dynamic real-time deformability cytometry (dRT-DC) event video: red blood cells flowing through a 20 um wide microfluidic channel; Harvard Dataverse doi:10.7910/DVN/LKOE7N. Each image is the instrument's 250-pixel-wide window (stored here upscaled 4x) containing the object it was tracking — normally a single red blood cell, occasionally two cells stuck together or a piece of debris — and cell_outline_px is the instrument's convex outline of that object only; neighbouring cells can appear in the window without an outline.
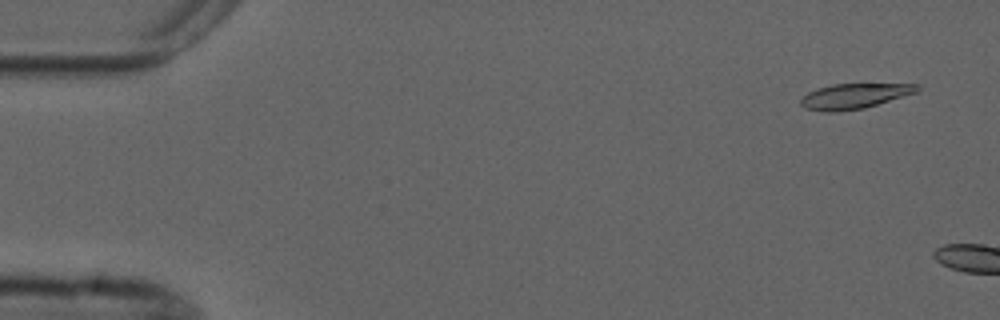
{"species": "common noctule bat (a hibernating species)", "species_latin": "Nyctalus noctula", "temperature_condition": "cold", "stored_images_in_passage": 5, "camera_frame_rate_fps": 3000, "um_per_image_px": 0.085, "animal": {"sex": "male", "forearm_length_mm": 52.5}, "frame": {"image": 1, "passage_image": 1, "time_ms": 0.0, "image_size_px": [1000, 320], "cell_outline_px": [[920, 88], [916, 92], [864, 108], [836, 112], [824, 112], [804, 108], [800, 104], [800, 100], [808, 92], [816, 88], [832, 84], [920, 84]], "centroid_in_image_um": [72.57, 8.17], "position_along_channel_um": 12.4, "area_um2": 16.99}}
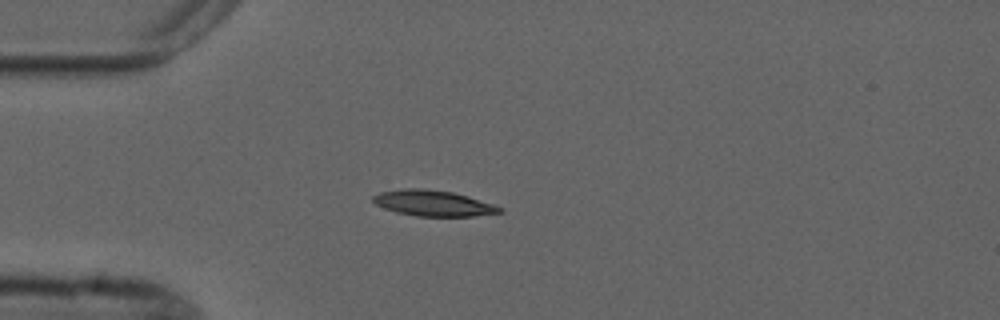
{"frame": {"image": 2, "passage_image": 5, "time_ms": 5.667, "image_size_px": [1000, 320], "cell_outline_px": [[504, 212], [472, 216], [416, 216], [396, 212], [384, 208], [376, 204], [372, 200], [372, 196], [380, 192], [404, 188], [424, 188], [452, 192], [468, 196], [504, 208]], "centroid_in_image_um": [36.81, 17.27], "position_along_channel_um": 48.2, "area_um2": 19.02}}